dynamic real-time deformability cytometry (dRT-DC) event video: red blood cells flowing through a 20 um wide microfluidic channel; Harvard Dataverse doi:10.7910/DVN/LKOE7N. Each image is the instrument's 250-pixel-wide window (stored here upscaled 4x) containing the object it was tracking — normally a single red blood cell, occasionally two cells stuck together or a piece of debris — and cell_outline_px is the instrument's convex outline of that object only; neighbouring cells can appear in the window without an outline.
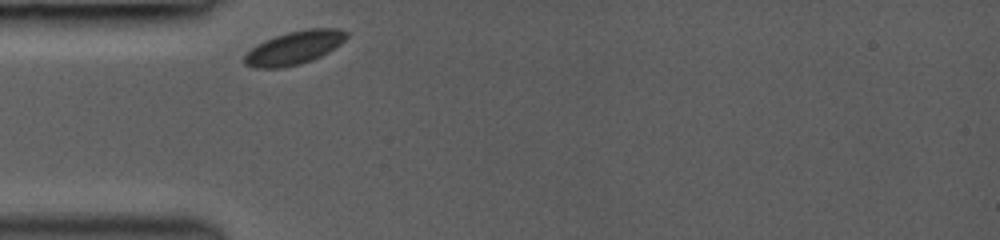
{"species": "common noctule bat (a hibernating species)", "species_latin": "Nyctalus noctula", "temperature_condition": "room temperature", "stored_images_in_passage": 13, "camera_frame_rate_fps": 3000, "um_per_image_px": 0.085, "animal": {"sex": "female", "body_mass_g": 19.0, "forearm_length_mm": 53.3}, "frame": {"image": 1, "passage_image": 1, "time_ms": 0.0, "image_size_px": [1000, 240], "cell_outline_px": [[348, 36], [340, 44], [328, 52], [312, 60], [300, 64], [280, 68], [252, 68], [244, 64], [244, 56], [256, 44], [264, 40], [288, 32], [308, 28], [336, 28], [348, 32]], "centroid_in_image_um": [25.0, 4.06], "position_along_channel_um": 60.0, "area_um2": 19.83}}
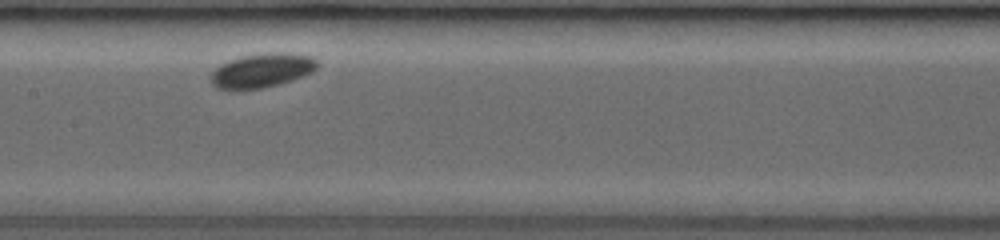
{"frame": {"image": 2, "passage_image": 8, "time_ms": 3.333, "image_size_px": [1000, 240], "cell_outline_px": [[320, 64], [312, 72], [304, 76], [280, 84], [264, 88], [216, 88], [212, 84], [212, 72], [220, 64], [228, 60], [244, 56], [264, 52], [292, 52], [312, 56]], "centroid_in_image_um": [22.34, 5.95], "position_along_channel_um": 185.1, "area_um2": 21.21}}
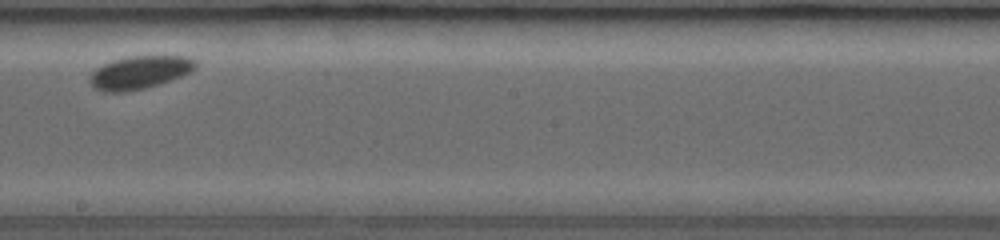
{"frame": {"image": 3, "passage_image": 11, "time_ms": 4.667, "image_size_px": [1000, 240], "cell_outline_px": [[196, 68], [192, 72], [172, 80], [160, 84], [144, 88], [124, 92], [104, 92], [92, 88], [88, 80], [92, 72], [96, 68], [112, 60], [128, 56], [188, 56], [196, 60]], "centroid_in_image_um": [11.87, 6.16], "position_along_channel_um": 236.3, "area_um2": 20.63}}